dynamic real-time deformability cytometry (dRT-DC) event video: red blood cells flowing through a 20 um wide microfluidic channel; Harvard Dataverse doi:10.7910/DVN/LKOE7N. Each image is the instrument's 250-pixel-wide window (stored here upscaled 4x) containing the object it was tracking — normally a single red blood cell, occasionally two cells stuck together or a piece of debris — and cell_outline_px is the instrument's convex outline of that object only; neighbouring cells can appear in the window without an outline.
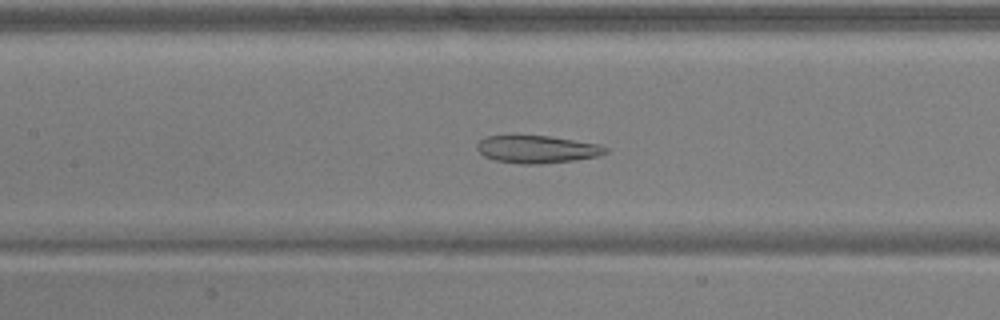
{"species": "common noctule bat (a hibernating species)", "species_latin": "Nyctalus noctula", "temperature_condition": "warm", "stored_images_in_passage": 40, "camera_frame_rate_fps": 3000, "um_per_image_px": 0.085, "animal": {"sex": "male", "body_mass_g": 17.9, "forearm_length_mm": 54.2}, "frame": {"image": 1, "passage_image": 13, "time_ms": 4.0, "image_size_px": [1000, 320], "cell_outline_px": [[608, 152], [600, 156], [576, 160], [540, 164], [520, 164], [496, 160], [484, 156], [476, 148], [476, 144], [484, 136], [548, 136], [600, 144], [608, 148]], "centroid_in_image_um": [45.68, 12.69], "position_along_channel_um": 161.7, "area_um2": 20.69}}
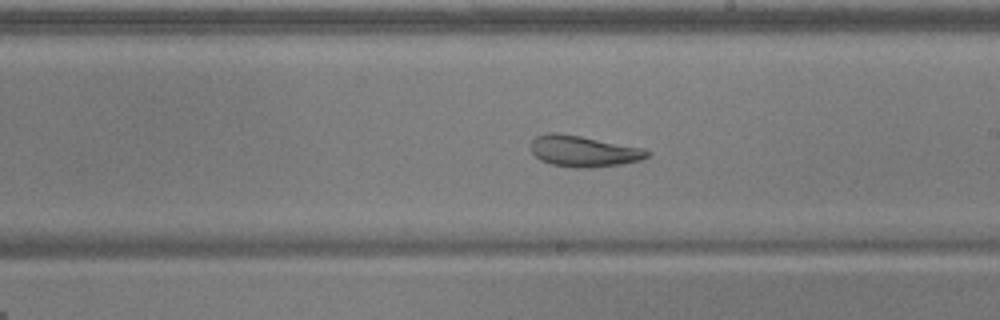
{"frame": {"image": 2, "passage_image": 19, "time_ms": 6.0, "image_size_px": [1000, 320], "cell_outline_px": [[652, 152], [648, 156], [640, 160], [620, 164], [592, 168], [572, 168], [552, 164], [540, 160], [532, 152], [532, 140], [536, 136], [548, 132], [556, 132], [580, 136], [640, 148]], "centroid_in_image_um": [49.57, 12.86], "position_along_channel_um": 239.4, "area_um2": 20.87}}
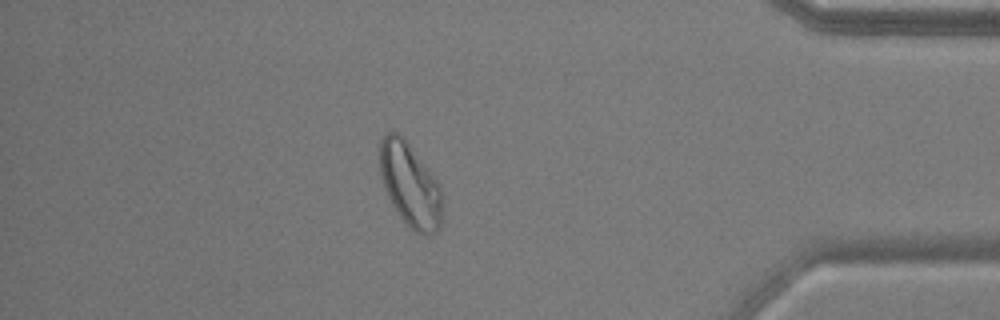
{"frame": {"image": 3, "passage_image": 34, "time_ms": 11.0, "image_size_px": [1000, 320], "cell_outline_px": [[444, 204], [440, 228], [436, 232], [428, 236], [424, 236], [416, 232], [400, 216], [392, 204], [388, 196], [380, 172], [380, 140], [392, 128], [408, 144], [440, 184], [444, 196]], "centroid_in_image_um": [34.91, 15.76], "position_along_channel_um": 400.3, "area_um2": 30.46}, "authors_computed_cell_mechanics": {"area_um2": 23.5824, "velocity_mm_per_s": 3.8969, "shape_relaxation_time_tau1_ms": null, "shape_relaxation_time_tau2_ms": 3.1548, "deformation_change_tau1": null, "deformation_change_tau2": 0.1073}}